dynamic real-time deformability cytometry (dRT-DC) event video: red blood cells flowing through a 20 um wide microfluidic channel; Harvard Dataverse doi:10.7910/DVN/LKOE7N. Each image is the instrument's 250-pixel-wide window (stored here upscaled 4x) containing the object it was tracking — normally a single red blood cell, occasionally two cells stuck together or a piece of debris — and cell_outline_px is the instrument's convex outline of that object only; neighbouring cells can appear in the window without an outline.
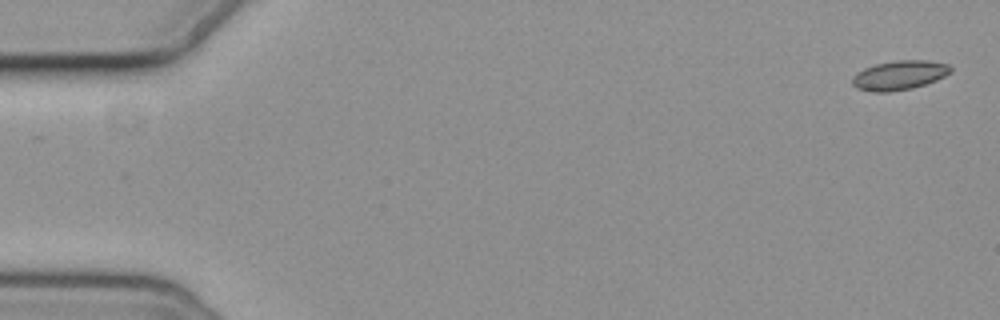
{"species": "common noctule bat (a hibernating species)", "species_latin": "Nyctalus noctula", "temperature_condition": "cold", "stored_images_in_passage": 4, "camera_frame_rate_fps": 3000, "um_per_image_px": 0.085, "animal": {"sex": "female", "body_mass_g": 19.3, "forearm_length_mm": 54.1}, "frame": {"image": 1, "passage_image": 1, "time_ms": 0.0, "image_size_px": [1000, 320], "cell_outline_px": [[952, 72], [936, 80], [912, 88], [888, 92], [876, 92], [856, 88], [852, 84], [852, 76], [856, 72], [864, 68], [876, 64], [896, 60], [928, 60], [948, 64], [952, 68]], "centroid_in_image_um": [76.44, 6.38], "position_along_channel_um": 8.6, "area_um2": 16.82}}
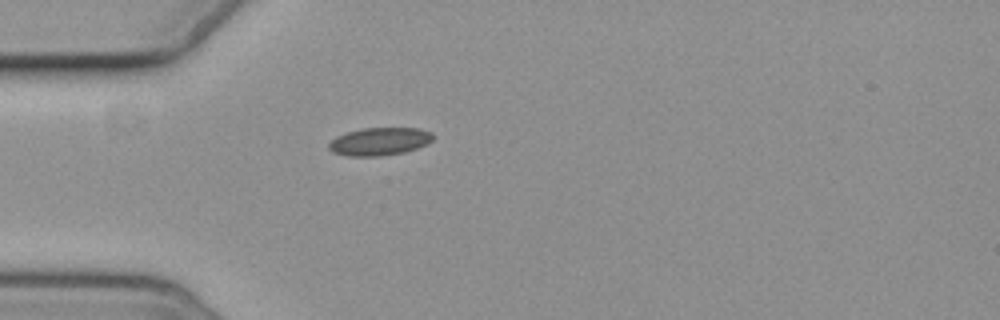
{"frame": {"image": 2, "passage_image": 4, "time_ms": 5.0, "image_size_px": [1000, 320], "cell_outline_px": [[436, 136], [428, 144], [404, 152], [380, 156], [348, 156], [332, 152], [328, 148], [328, 144], [336, 136], [348, 132], [364, 128], [420, 128], [432, 132]], "centroid_in_image_um": [32.29, 12.02], "position_along_channel_um": 52.7, "area_um2": 16.99}}